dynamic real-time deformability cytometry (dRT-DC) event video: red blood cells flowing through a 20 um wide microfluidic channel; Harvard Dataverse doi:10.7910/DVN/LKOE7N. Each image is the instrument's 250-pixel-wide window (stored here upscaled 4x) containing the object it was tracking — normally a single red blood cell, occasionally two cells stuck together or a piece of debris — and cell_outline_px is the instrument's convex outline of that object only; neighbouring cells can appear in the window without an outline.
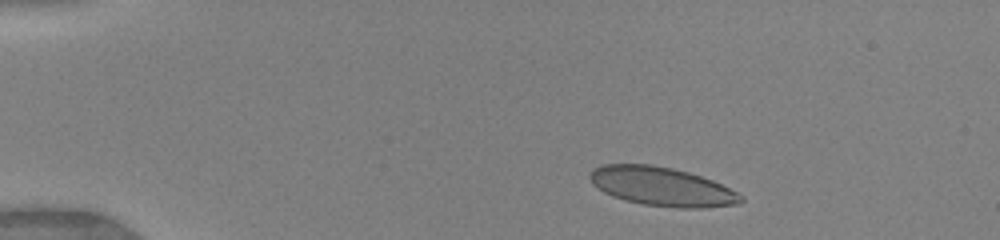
{"species": "human", "species_latin": "Homo sapiens", "temperature_condition": "warm", "stored_images_in_passage": 6, "camera_frame_rate_fps": 3000, "um_per_image_px": 0.085, "donor": {"sex": "female"}, "frame": {"image": 1, "passage_image": 2, "time_ms": 1.0, "image_size_px": [1000, 240], "cell_outline_px": [[744, 200], [740, 204], [704, 208], [680, 208], [644, 204], [624, 200], [612, 196], [604, 192], [592, 184], [588, 176], [596, 168], [604, 164], [652, 164], [672, 168], [688, 172], [712, 180], [744, 196]], "centroid_in_image_um": [56.27, 15.86], "position_along_channel_um": 28.7, "area_um2": 34.1}}
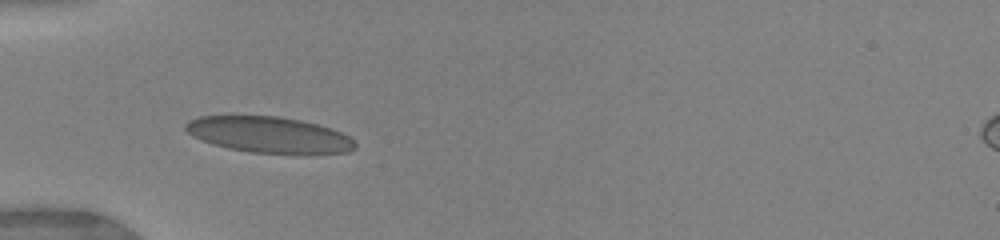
{"frame": {"image": 2, "passage_image": 5, "time_ms": 3.667, "image_size_px": [1000, 240], "cell_outline_px": [[356, 148], [348, 152], [252, 152], [228, 148], [212, 144], [192, 136], [184, 128], [184, 124], [188, 120], [200, 116], [280, 116], [300, 120], [332, 128], [348, 136], [356, 144]], "centroid_in_image_um": [22.8, 11.42], "position_along_channel_um": 62.2, "area_um2": 34.97}}